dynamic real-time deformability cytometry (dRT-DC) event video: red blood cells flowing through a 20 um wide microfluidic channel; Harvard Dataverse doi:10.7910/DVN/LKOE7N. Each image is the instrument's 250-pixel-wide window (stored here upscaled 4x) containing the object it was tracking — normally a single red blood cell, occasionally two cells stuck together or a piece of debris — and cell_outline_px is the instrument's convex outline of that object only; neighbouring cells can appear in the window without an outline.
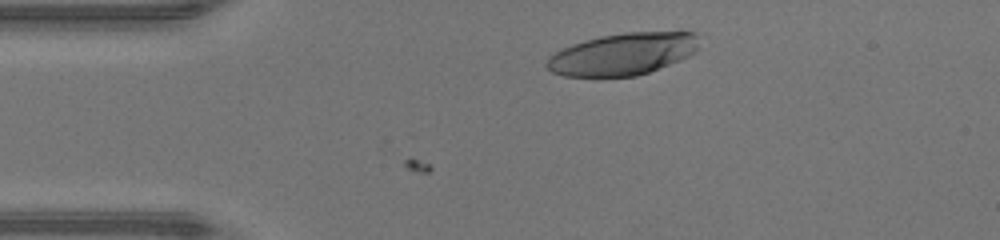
{"species": "human", "species_latin": "Homo sapiens", "temperature_condition": "warm", "stored_images_in_passage": 35, "camera_frame_rate_fps": 3000, "um_per_image_px": 0.085, "donor": {"sex": "male"}, "frame": {"image": 1, "passage_image": 4, "time_ms": 1.0, "image_size_px": [1000, 240], "cell_outline_px": [[700, 48], [696, 52], [680, 60], [648, 72], [636, 76], [564, 76], [552, 72], [544, 64], [548, 56], [572, 44], [584, 40], [600, 36], [624, 32], [696, 32]], "centroid_in_image_um": [52.95, 4.58], "position_along_channel_um": 32.1, "area_um2": 37.34}}
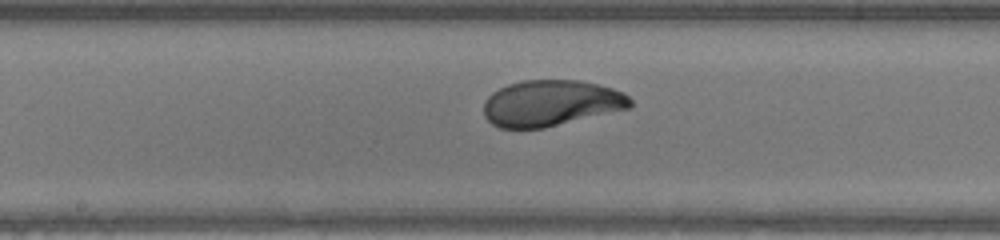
{"frame": {"image": 2, "passage_image": 19, "time_ms": 6.0, "image_size_px": [1000, 240], "cell_outline_px": [[632, 108], [544, 128], [500, 128], [492, 124], [484, 116], [484, 100], [492, 92], [508, 84], [524, 80], [580, 80], [612, 88], [624, 92], [632, 100]], "centroid_in_image_um": [46.85, 8.77], "position_along_channel_um": 201.4, "area_um2": 39.59}}
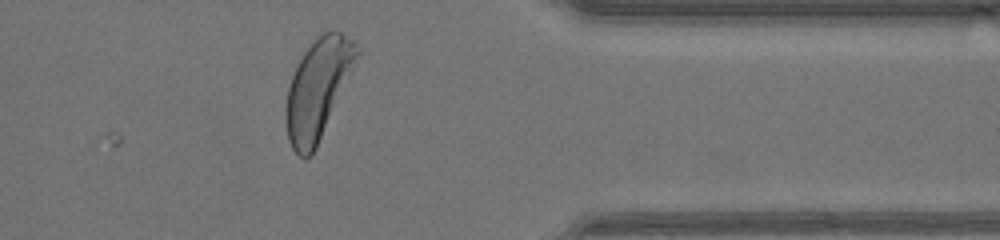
{"frame": {"image": 3, "passage_image": 33, "time_ms": 10.667, "image_size_px": [1000, 240], "cell_outline_px": [[364, 48], [316, 148], [312, 156], [304, 160], [292, 148], [288, 140], [284, 120], [284, 108], [288, 88], [292, 76], [308, 44], [320, 32], [328, 28], [336, 28]], "centroid_in_image_um": [27.05, 7.49], "position_along_channel_um": 384.3, "area_um2": 42.31}, "authors_computed_cell_mechanics": {"area_um2": 39.5352, "velocity_mm_per_s": 4.2817, "shape_relaxation_time_tau1_ms": 2.8527, "shape_relaxation_time_tau2_ms": null, "deformation_change_tau1": 0.2057, "deformation_change_tau2": null}}